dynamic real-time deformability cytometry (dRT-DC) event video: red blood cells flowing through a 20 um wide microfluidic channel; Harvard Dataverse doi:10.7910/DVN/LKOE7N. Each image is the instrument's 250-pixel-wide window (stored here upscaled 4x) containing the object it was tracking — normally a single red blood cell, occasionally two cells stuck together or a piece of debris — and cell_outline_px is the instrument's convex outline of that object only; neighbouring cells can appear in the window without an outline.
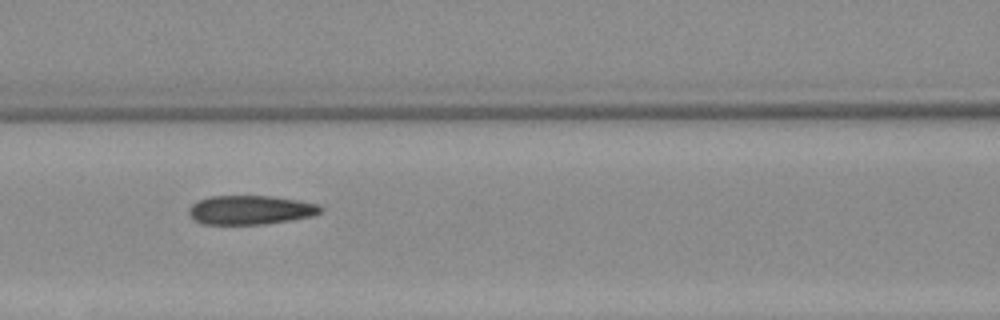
{"species": "Egyptian fruit bat (a non-hibernating species)", "species_latin": "Rousettus aegyptiacus", "temperature_condition": "warm", "stored_images_in_passage": 6, "camera_frame_rate_fps": 3000, "um_per_image_px": 0.085, "animal": {"sex": "female"}, "frame": {"image": 1, "passage_image": 3, "time_ms": 3.333, "image_size_px": [1000, 320], "cell_outline_px": [[324, 208], [320, 212], [312, 216], [264, 224], [200, 224], [192, 220], [188, 212], [188, 208], [192, 204], [208, 196], [272, 196], [296, 200], [316, 204]], "centroid_in_image_um": [21.22, 17.85], "position_along_channel_um": 145.4, "area_um2": 22.25}}
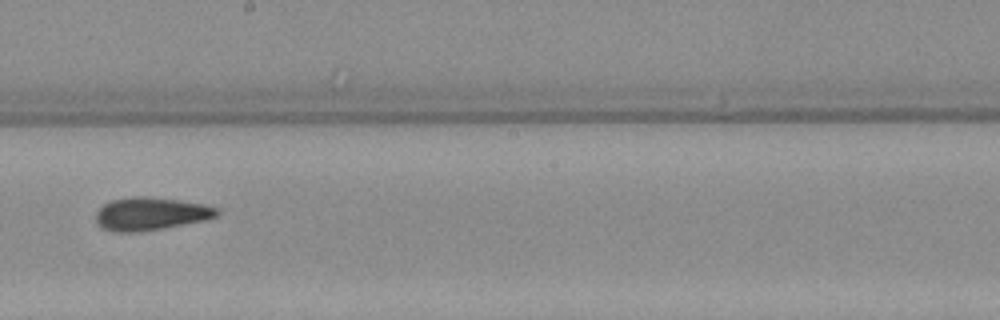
{"frame": {"image": 2, "passage_image": 5, "time_ms": 5.667, "image_size_px": [1000, 320], "cell_outline_px": [[220, 216], [208, 220], [140, 232], [116, 232], [100, 228], [96, 224], [96, 212], [104, 204], [112, 200], [132, 196], [148, 196], [204, 204], [220, 208]], "centroid_in_image_um": [12.84, 18.18], "position_along_channel_um": 235.4, "area_um2": 23.58}}
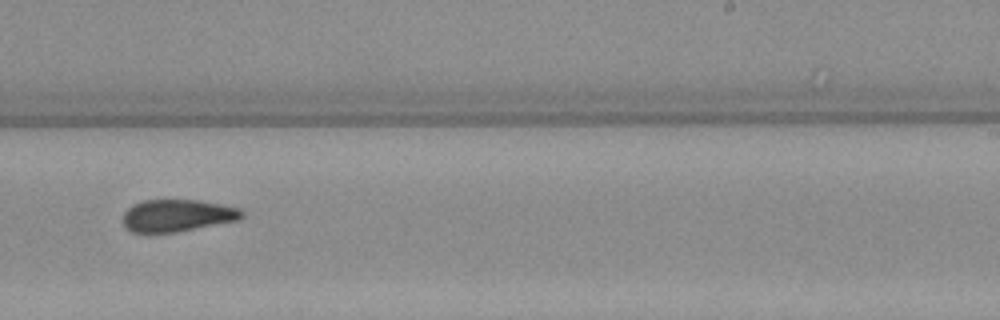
{"frame": {"image": 3, "passage_image": 6, "time_ms": 6.667, "image_size_px": [1000, 320], "cell_outline_px": [[244, 216], [236, 220], [176, 232], [132, 232], [124, 224], [124, 212], [132, 204], [144, 200], [196, 200], [220, 204], [240, 208], [244, 212]], "centroid_in_image_um": [15.07, 18.31], "position_along_channel_um": 273.9, "area_um2": 21.96}}